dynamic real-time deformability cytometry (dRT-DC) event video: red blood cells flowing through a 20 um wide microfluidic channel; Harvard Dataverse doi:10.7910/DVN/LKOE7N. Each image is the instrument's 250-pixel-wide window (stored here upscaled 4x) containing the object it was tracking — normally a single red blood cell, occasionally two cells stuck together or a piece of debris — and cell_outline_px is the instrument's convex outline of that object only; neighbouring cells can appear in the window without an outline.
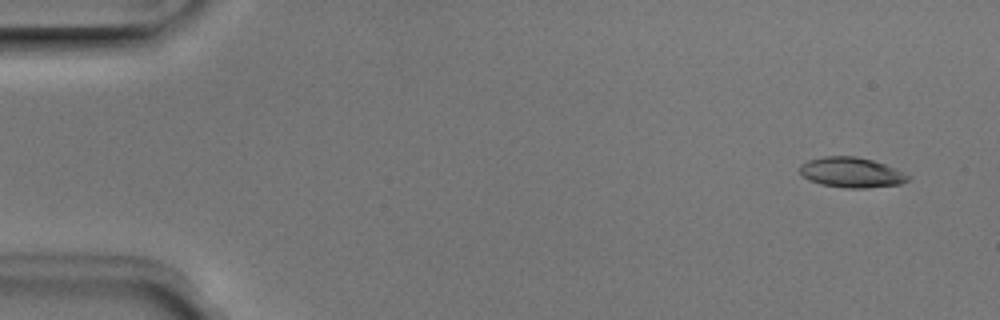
{"species": "Egyptian fruit bat (a non-hibernating species)", "species_latin": "Rousettus aegyptiacus", "temperature_condition": "room temperature", "stored_images_in_passage": 5, "camera_frame_rate_fps": 3000, "um_per_image_px": 0.085, "animal": {"sex": "male"}, "frame": {"image": 1, "passage_image": 1, "time_ms": 0.0, "image_size_px": [1000, 320], "cell_outline_px": [[912, 176], [908, 180], [900, 184], [868, 188], [844, 188], [820, 184], [808, 180], [800, 172], [800, 164], [808, 160], [824, 156], [856, 156], [872, 160], [896, 168]], "centroid_in_image_um": [72.38, 14.66], "position_along_channel_um": 12.6, "area_um2": 19.19}}
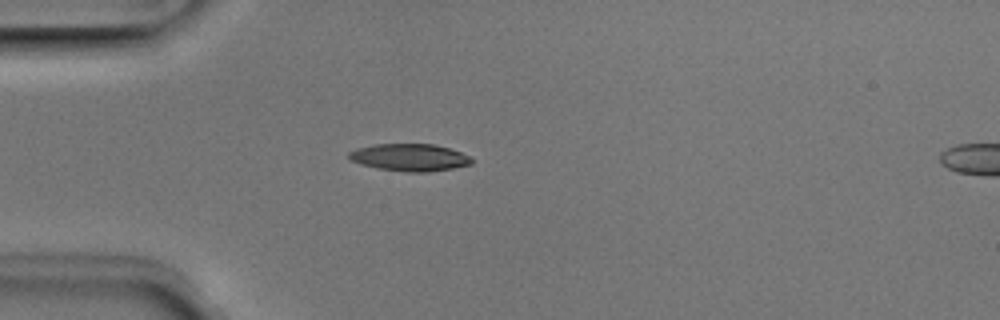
{"frame": {"image": 2, "passage_image": 4, "time_ms": 1.0, "image_size_px": [1000, 320], "cell_outline_px": [[472, 164], [452, 168], [428, 172], [408, 172], [380, 168], [360, 164], [352, 160], [348, 156], [348, 152], [356, 148], [376, 144], [436, 144], [472, 156]], "centroid_in_image_um": [34.84, 13.37], "position_along_channel_um": 50.2, "area_um2": 19.42}}